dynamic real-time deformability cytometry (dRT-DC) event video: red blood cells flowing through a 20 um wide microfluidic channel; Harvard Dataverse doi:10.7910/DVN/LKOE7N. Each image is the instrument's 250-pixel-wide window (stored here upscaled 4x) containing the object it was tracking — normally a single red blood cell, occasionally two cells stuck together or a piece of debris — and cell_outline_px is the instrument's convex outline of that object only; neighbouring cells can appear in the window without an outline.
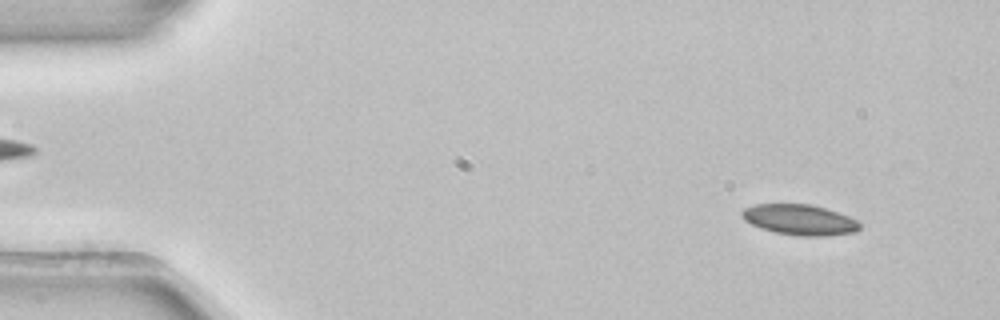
{"species": "common noctule bat (a hibernating species)", "species_latin": "Nyctalus noctula", "temperature_condition": "room temperature", "stored_images_in_passage": 4, "camera_frame_rate_fps": 3000, "um_per_image_px": 0.085, "animal": {"sex": "female", "body_mass_g": 22.7, "forearm_length_mm": 54.2}, "frame": {"image": 1, "passage_image": 1, "time_ms": 0.0, "image_size_px": [1000, 320], "cell_outline_px": [[860, 228], [856, 232], [824, 236], [800, 236], [776, 232], [760, 228], [744, 220], [740, 212], [744, 208], [756, 204], [808, 204], [824, 208], [848, 216], [856, 220], [860, 224]], "centroid_in_image_um": [67.95, 18.68], "position_along_channel_um": 17.0, "area_um2": 20.81}}
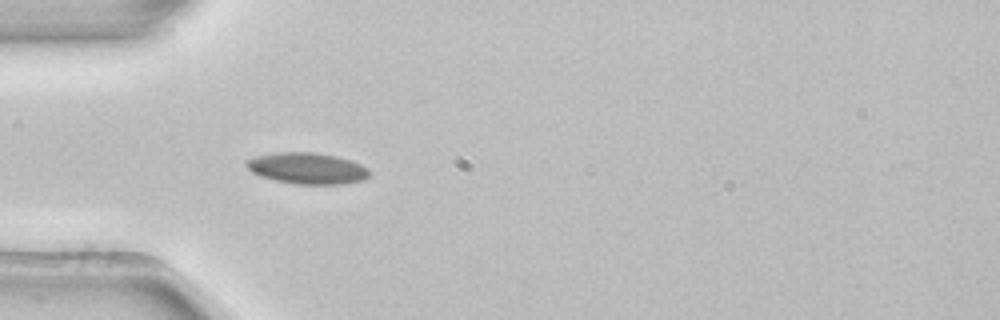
{"frame": {"image": 2, "passage_image": 4, "time_ms": 1.0, "image_size_px": [1000, 320], "cell_outline_px": [[372, 172], [364, 180], [344, 184], [296, 184], [276, 180], [260, 176], [252, 172], [244, 164], [248, 160], [256, 156], [276, 152], [316, 152], [336, 156], [352, 160], [368, 168]], "centroid_in_image_um": [26.15, 14.3], "position_along_channel_um": 58.8, "area_um2": 22.54}}